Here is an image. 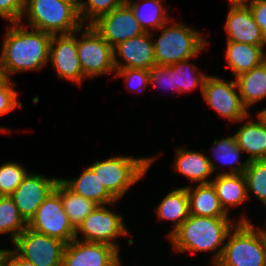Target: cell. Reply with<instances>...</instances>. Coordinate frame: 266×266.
I'll return each instance as SVG.
<instances>
[{
    "label": "cell",
    "instance_id": "cell-43",
    "mask_svg": "<svg viewBox=\"0 0 266 266\" xmlns=\"http://www.w3.org/2000/svg\"><path fill=\"white\" fill-rule=\"evenodd\" d=\"M265 208H266V206H265ZM258 229H259V231L261 232V234H262L264 240L266 241V228H260V227H259Z\"/></svg>",
    "mask_w": 266,
    "mask_h": 266
},
{
    "label": "cell",
    "instance_id": "cell-23",
    "mask_svg": "<svg viewBox=\"0 0 266 266\" xmlns=\"http://www.w3.org/2000/svg\"><path fill=\"white\" fill-rule=\"evenodd\" d=\"M211 183L216 189L221 207L228 215L229 209L238 207L248 200L243 174H216Z\"/></svg>",
    "mask_w": 266,
    "mask_h": 266
},
{
    "label": "cell",
    "instance_id": "cell-28",
    "mask_svg": "<svg viewBox=\"0 0 266 266\" xmlns=\"http://www.w3.org/2000/svg\"><path fill=\"white\" fill-rule=\"evenodd\" d=\"M214 159L223 165H229V172H220L218 174H243L248 168L249 161L244 159L241 162L240 155L244 153L237 145L234 135L223 137L222 139H214L212 148ZM236 164V165H233Z\"/></svg>",
    "mask_w": 266,
    "mask_h": 266
},
{
    "label": "cell",
    "instance_id": "cell-39",
    "mask_svg": "<svg viewBox=\"0 0 266 266\" xmlns=\"http://www.w3.org/2000/svg\"><path fill=\"white\" fill-rule=\"evenodd\" d=\"M7 266H35V265L19 257L11 248H8Z\"/></svg>",
    "mask_w": 266,
    "mask_h": 266
},
{
    "label": "cell",
    "instance_id": "cell-10",
    "mask_svg": "<svg viewBox=\"0 0 266 266\" xmlns=\"http://www.w3.org/2000/svg\"><path fill=\"white\" fill-rule=\"evenodd\" d=\"M236 80L226 81L218 76L206 77L202 96L205 103L230 122H240L251 115L238 94Z\"/></svg>",
    "mask_w": 266,
    "mask_h": 266
},
{
    "label": "cell",
    "instance_id": "cell-17",
    "mask_svg": "<svg viewBox=\"0 0 266 266\" xmlns=\"http://www.w3.org/2000/svg\"><path fill=\"white\" fill-rule=\"evenodd\" d=\"M224 27L227 41L266 46V40L248 6H230Z\"/></svg>",
    "mask_w": 266,
    "mask_h": 266
},
{
    "label": "cell",
    "instance_id": "cell-27",
    "mask_svg": "<svg viewBox=\"0 0 266 266\" xmlns=\"http://www.w3.org/2000/svg\"><path fill=\"white\" fill-rule=\"evenodd\" d=\"M55 190L60 194L65 213L70 223L77 229L83 220L94 211L98 204L71 191L61 179L57 182Z\"/></svg>",
    "mask_w": 266,
    "mask_h": 266
},
{
    "label": "cell",
    "instance_id": "cell-20",
    "mask_svg": "<svg viewBox=\"0 0 266 266\" xmlns=\"http://www.w3.org/2000/svg\"><path fill=\"white\" fill-rule=\"evenodd\" d=\"M61 181L75 194L92 200L98 205L113 206L118 201L101 183L98 175L87 166L83 172L74 179L60 178Z\"/></svg>",
    "mask_w": 266,
    "mask_h": 266
},
{
    "label": "cell",
    "instance_id": "cell-14",
    "mask_svg": "<svg viewBox=\"0 0 266 266\" xmlns=\"http://www.w3.org/2000/svg\"><path fill=\"white\" fill-rule=\"evenodd\" d=\"M91 25L112 47L145 33L127 3L100 16Z\"/></svg>",
    "mask_w": 266,
    "mask_h": 266
},
{
    "label": "cell",
    "instance_id": "cell-3",
    "mask_svg": "<svg viewBox=\"0 0 266 266\" xmlns=\"http://www.w3.org/2000/svg\"><path fill=\"white\" fill-rule=\"evenodd\" d=\"M245 215L229 231L222 256L214 266H266V241Z\"/></svg>",
    "mask_w": 266,
    "mask_h": 266
},
{
    "label": "cell",
    "instance_id": "cell-13",
    "mask_svg": "<svg viewBox=\"0 0 266 266\" xmlns=\"http://www.w3.org/2000/svg\"><path fill=\"white\" fill-rule=\"evenodd\" d=\"M59 180L60 178H47L44 175L29 172L10 195L20 215L27 223L45 199L55 190Z\"/></svg>",
    "mask_w": 266,
    "mask_h": 266
},
{
    "label": "cell",
    "instance_id": "cell-25",
    "mask_svg": "<svg viewBox=\"0 0 266 266\" xmlns=\"http://www.w3.org/2000/svg\"><path fill=\"white\" fill-rule=\"evenodd\" d=\"M243 105L250 109L266 98V61L235 77Z\"/></svg>",
    "mask_w": 266,
    "mask_h": 266
},
{
    "label": "cell",
    "instance_id": "cell-2",
    "mask_svg": "<svg viewBox=\"0 0 266 266\" xmlns=\"http://www.w3.org/2000/svg\"><path fill=\"white\" fill-rule=\"evenodd\" d=\"M233 220L190 214L168 239L177 253L214 252L211 262L214 266L220 260L226 237L236 223Z\"/></svg>",
    "mask_w": 266,
    "mask_h": 266
},
{
    "label": "cell",
    "instance_id": "cell-32",
    "mask_svg": "<svg viewBox=\"0 0 266 266\" xmlns=\"http://www.w3.org/2000/svg\"><path fill=\"white\" fill-rule=\"evenodd\" d=\"M125 3V0H79V16L84 25L85 23L91 25L100 16L111 12Z\"/></svg>",
    "mask_w": 266,
    "mask_h": 266
},
{
    "label": "cell",
    "instance_id": "cell-11",
    "mask_svg": "<svg viewBox=\"0 0 266 266\" xmlns=\"http://www.w3.org/2000/svg\"><path fill=\"white\" fill-rule=\"evenodd\" d=\"M35 232L55 237L66 244L75 239L76 229L65 213L60 194L54 190L40 205L35 215L27 223Z\"/></svg>",
    "mask_w": 266,
    "mask_h": 266
},
{
    "label": "cell",
    "instance_id": "cell-44",
    "mask_svg": "<svg viewBox=\"0 0 266 266\" xmlns=\"http://www.w3.org/2000/svg\"><path fill=\"white\" fill-rule=\"evenodd\" d=\"M10 129L4 128L3 126H0V133H8Z\"/></svg>",
    "mask_w": 266,
    "mask_h": 266
},
{
    "label": "cell",
    "instance_id": "cell-30",
    "mask_svg": "<svg viewBox=\"0 0 266 266\" xmlns=\"http://www.w3.org/2000/svg\"><path fill=\"white\" fill-rule=\"evenodd\" d=\"M27 228V222L20 215L10 196H0V234L7 233L12 242Z\"/></svg>",
    "mask_w": 266,
    "mask_h": 266
},
{
    "label": "cell",
    "instance_id": "cell-1",
    "mask_svg": "<svg viewBox=\"0 0 266 266\" xmlns=\"http://www.w3.org/2000/svg\"><path fill=\"white\" fill-rule=\"evenodd\" d=\"M3 38L0 63L4 77L26 71H37L49 62L52 35L30 28L21 22L11 23Z\"/></svg>",
    "mask_w": 266,
    "mask_h": 266
},
{
    "label": "cell",
    "instance_id": "cell-4",
    "mask_svg": "<svg viewBox=\"0 0 266 266\" xmlns=\"http://www.w3.org/2000/svg\"><path fill=\"white\" fill-rule=\"evenodd\" d=\"M78 4L79 1L25 0L23 18L28 17L27 27L51 35L73 33L85 26Z\"/></svg>",
    "mask_w": 266,
    "mask_h": 266
},
{
    "label": "cell",
    "instance_id": "cell-6",
    "mask_svg": "<svg viewBox=\"0 0 266 266\" xmlns=\"http://www.w3.org/2000/svg\"><path fill=\"white\" fill-rule=\"evenodd\" d=\"M156 157L112 156L96 160L89 167L98 175L101 183L117 199L147 173Z\"/></svg>",
    "mask_w": 266,
    "mask_h": 266
},
{
    "label": "cell",
    "instance_id": "cell-38",
    "mask_svg": "<svg viewBox=\"0 0 266 266\" xmlns=\"http://www.w3.org/2000/svg\"><path fill=\"white\" fill-rule=\"evenodd\" d=\"M247 6L266 40V0H252Z\"/></svg>",
    "mask_w": 266,
    "mask_h": 266
},
{
    "label": "cell",
    "instance_id": "cell-15",
    "mask_svg": "<svg viewBox=\"0 0 266 266\" xmlns=\"http://www.w3.org/2000/svg\"><path fill=\"white\" fill-rule=\"evenodd\" d=\"M120 259L111 245L73 239L65 245L62 266H116Z\"/></svg>",
    "mask_w": 266,
    "mask_h": 266
},
{
    "label": "cell",
    "instance_id": "cell-16",
    "mask_svg": "<svg viewBox=\"0 0 266 266\" xmlns=\"http://www.w3.org/2000/svg\"><path fill=\"white\" fill-rule=\"evenodd\" d=\"M153 32H145L114 46L113 62L115 69L136 68L150 70L153 68L156 65L155 49L152 41Z\"/></svg>",
    "mask_w": 266,
    "mask_h": 266
},
{
    "label": "cell",
    "instance_id": "cell-31",
    "mask_svg": "<svg viewBox=\"0 0 266 266\" xmlns=\"http://www.w3.org/2000/svg\"><path fill=\"white\" fill-rule=\"evenodd\" d=\"M246 180L247 196L252 193L266 206V159L250 161L243 173ZM250 191V192H249Z\"/></svg>",
    "mask_w": 266,
    "mask_h": 266
},
{
    "label": "cell",
    "instance_id": "cell-22",
    "mask_svg": "<svg viewBox=\"0 0 266 266\" xmlns=\"http://www.w3.org/2000/svg\"><path fill=\"white\" fill-rule=\"evenodd\" d=\"M185 187L189 199V213L191 215L230 218L221 207L216 189L212 183L196 184L195 188L189 185Z\"/></svg>",
    "mask_w": 266,
    "mask_h": 266
},
{
    "label": "cell",
    "instance_id": "cell-35",
    "mask_svg": "<svg viewBox=\"0 0 266 266\" xmlns=\"http://www.w3.org/2000/svg\"><path fill=\"white\" fill-rule=\"evenodd\" d=\"M16 83L11 78L4 77L0 81V116L10 113L15 108L22 107L18 100V92L15 91Z\"/></svg>",
    "mask_w": 266,
    "mask_h": 266
},
{
    "label": "cell",
    "instance_id": "cell-24",
    "mask_svg": "<svg viewBox=\"0 0 266 266\" xmlns=\"http://www.w3.org/2000/svg\"><path fill=\"white\" fill-rule=\"evenodd\" d=\"M157 219L172 221L173 228L167 238L189 217V199L185 186L172 189L156 207Z\"/></svg>",
    "mask_w": 266,
    "mask_h": 266
},
{
    "label": "cell",
    "instance_id": "cell-36",
    "mask_svg": "<svg viewBox=\"0 0 266 266\" xmlns=\"http://www.w3.org/2000/svg\"><path fill=\"white\" fill-rule=\"evenodd\" d=\"M149 84L154 87L160 86L175 89V73H172V65H155L149 70ZM170 89V90H171Z\"/></svg>",
    "mask_w": 266,
    "mask_h": 266
},
{
    "label": "cell",
    "instance_id": "cell-18",
    "mask_svg": "<svg viewBox=\"0 0 266 266\" xmlns=\"http://www.w3.org/2000/svg\"><path fill=\"white\" fill-rule=\"evenodd\" d=\"M173 168L175 172L180 173L196 184L211 183L213 173L219 170L218 164L208 158L202 151L186 150L176 147ZM215 163V164H214ZM210 177V178H209ZM209 178V179H208Z\"/></svg>",
    "mask_w": 266,
    "mask_h": 266
},
{
    "label": "cell",
    "instance_id": "cell-26",
    "mask_svg": "<svg viewBox=\"0 0 266 266\" xmlns=\"http://www.w3.org/2000/svg\"><path fill=\"white\" fill-rule=\"evenodd\" d=\"M125 1L133 10L144 32L151 33L154 29L158 31L166 22L171 21L163 0H140L139 3L133 0Z\"/></svg>",
    "mask_w": 266,
    "mask_h": 266
},
{
    "label": "cell",
    "instance_id": "cell-12",
    "mask_svg": "<svg viewBox=\"0 0 266 266\" xmlns=\"http://www.w3.org/2000/svg\"><path fill=\"white\" fill-rule=\"evenodd\" d=\"M78 30L68 34H54L50 41L49 64L58 78L82 85L83 74L77 52Z\"/></svg>",
    "mask_w": 266,
    "mask_h": 266
},
{
    "label": "cell",
    "instance_id": "cell-9",
    "mask_svg": "<svg viewBox=\"0 0 266 266\" xmlns=\"http://www.w3.org/2000/svg\"><path fill=\"white\" fill-rule=\"evenodd\" d=\"M79 232L82 234L80 238ZM126 235H129V231L124 225L123 216L109 209L107 205H98L76 229L75 239L104 243L120 251L115 239Z\"/></svg>",
    "mask_w": 266,
    "mask_h": 266
},
{
    "label": "cell",
    "instance_id": "cell-45",
    "mask_svg": "<svg viewBox=\"0 0 266 266\" xmlns=\"http://www.w3.org/2000/svg\"><path fill=\"white\" fill-rule=\"evenodd\" d=\"M4 78V74H3V71H2V66H1V63H0V81Z\"/></svg>",
    "mask_w": 266,
    "mask_h": 266
},
{
    "label": "cell",
    "instance_id": "cell-37",
    "mask_svg": "<svg viewBox=\"0 0 266 266\" xmlns=\"http://www.w3.org/2000/svg\"><path fill=\"white\" fill-rule=\"evenodd\" d=\"M25 0H0V18L9 23L23 21Z\"/></svg>",
    "mask_w": 266,
    "mask_h": 266
},
{
    "label": "cell",
    "instance_id": "cell-40",
    "mask_svg": "<svg viewBox=\"0 0 266 266\" xmlns=\"http://www.w3.org/2000/svg\"><path fill=\"white\" fill-rule=\"evenodd\" d=\"M8 249L0 248V266H7Z\"/></svg>",
    "mask_w": 266,
    "mask_h": 266
},
{
    "label": "cell",
    "instance_id": "cell-42",
    "mask_svg": "<svg viewBox=\"0 0 266 266\" xmlns=\"http://www.w3.org/2000/svg\"><path fill=\"white\" fill-rule=\"evenodd\" d=\"M257 114L266 124V108L260 110L259 112H257Z\"/></svg>",
    "mask_w": 266,
    "mask_h": 266
},
{
    "label": "cell",
    "instance_id": "cell-5",
    "mask_svg": "<svg viewBox=\"0 0 266 266\" xmlns=\"http://www.w3.org/2000/svg\"><path fill=\"white\" fill-rule=\"evenodd\" d=\"M166 22L158 39L152 40L157 65H173L177 62L195 59L208 42L203 35L182 22L167 25Z\"/></svg>",
    "mask_w": 266,
    "mask_h": 266
},
{
    "label": "cell",
    "instance_id": "cell-21",
    "mask_svg": "<svg viewBox=\"0 0 266 266\" xmlns=\"http://www.w3.org/2000/svg\"><path fill=\"white\" fill-rule=\"evenodd\" d=\"M265 46L227 41L225 58L232 77L250 71L265 61Z\"/></svg>",
    "mask_w": 266,
    "mask_h": 266
},
{
    "label": "cell",
    "instance_id": "cell-34",
    "mask_svg": "<svg viewBox=\"0 0 266 266\" xmlns=\"http://www.w3.org/2000/svg\"><path fill=\"white\" fill-rule=\"evenodd\" d=\"M115 78H125L126 87L129 92H140L149 85V70L136 69V68H125L115 69Z\"/></svg>",
    "mask_w": 266,
    "mask_h": 266
},
{
    "label": "cell",
    "instance_id": "cell-19",
    "mask_svg": "<svg viewBox=\"0 0 266 266\" xmlns=\"http://www.w3.org/2000/svg\"><path fill=\"white\" fill-rule=\"evenodd\" d=\"M249 116L239 122L243 124L233 134L236 143L244 153L249 154L246 158L249 162L266 159V124L258 114L256 121Z\"/></svg>",
    "mask_w": 266,
    "mask_h": 266
},
{
    "label": "cell",
    "instance_id": "cell-33",
    "mask_svg": "<svg viewBox=\"0 0 266 266\" xmlns=\"http://www.w3.org/2000/svg\"><path fill=\"white\" fill-rule=\"evenodd\" d=\"M21 164L6 162L0 165V196H10L29 173Z\"/></svg>",
    "mask_w": 266,
    "mask_h": 266
},
{
    "label": "cell",
    "instance_id": "cell-7",
    "mask_svg": "<svg viewBox=\"0 0 266 266\" xmlns=\"http://www.w3.org/2000/svg\"><path fill=\"white\" fill-rule=\"evenodd\" d=\"M83 27L78 30L81 36L77 38V52L84 76L91 79L115 73L113 47L92 25L86 24L84 31Z\"/></svg>",
    "mask_w": 266,
    "mask_h": 266
},
{
    "label": "cell",
    "instance_id": "cell-29",
    "mask_svg": "<svg viewBox=\"0 0 266 266\" xmlns=\"http://www.w3.org/2000/svg\"><path fill=\"white\" fill-rule=\"evenodd\" d=\"M190 60H183L172 65V73H175V91L180 96L181 93L198 89V87L202 93L205 79L208 76Z\"/></svg>",
    "mask_w": 266,
    "mask_h": 266
},
{
    "label": "cell",
    "instance_id": "cell-8",
    "mask_svg": "<svg viewBox=\"0 0 266 266\" xmlns=\"http://www.w3.org/2000/svg\"><path fill=\"white\" fill-rule=\"evenodd\" d=\"M12 250L35 266H62L66 243L26 228L12 242Z\"/></svg>",
    "mask_w": 266,
    "mask_h": 266
},
{
    "label": "cell",
    "instance_id": "cell-41",
    "mask_svg": "<svg viewBox=\"0 0 266 266\" xmlns=\"http://www.w3.org/2000/svg\"><path fill=\"white\" fill-rule=\"evenodd\" d=\"M230 6H247L252 0H228Z\"/></svg>",
    "mask_w": 266,
    "mask_h": 266
}]
</instances>
